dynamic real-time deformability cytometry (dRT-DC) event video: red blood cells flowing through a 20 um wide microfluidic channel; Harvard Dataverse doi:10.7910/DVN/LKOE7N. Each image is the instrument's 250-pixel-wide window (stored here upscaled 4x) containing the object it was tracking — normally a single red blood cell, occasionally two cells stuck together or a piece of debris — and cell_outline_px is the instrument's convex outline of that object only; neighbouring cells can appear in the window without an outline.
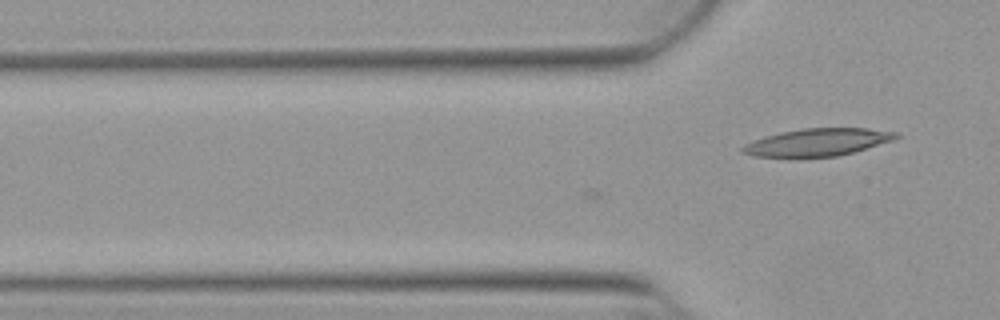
{"species": "Egyptian fruit bat (a non-hibernating species)", "species_latin": "Rousettus aegyptiacus", "temperature_condition": "warm", "stored_images_in_passage": 9, "camera_frame_rate_fps": 3000, "um_per_image_px": 0.085, "animal": {"sex": "female"}, "frame": {"image": 1, "passage_image": 9, "time_ms": 2.667, "image_size_px": [1000, 320], "cell_outline_px": [[900, 136], [896, 140], [852, 152], [836, 156], [796, 160], [788, 160], [752, 156], [740, 152], [740, 148], [744, 144], [764, 136], [780, 132], [804, 128], [868, 128], [900, 132]], "centroid_in_image_um": [69.42, 12.14], "position_along_channel_um": 56.4, "area_um2": 25.84}}